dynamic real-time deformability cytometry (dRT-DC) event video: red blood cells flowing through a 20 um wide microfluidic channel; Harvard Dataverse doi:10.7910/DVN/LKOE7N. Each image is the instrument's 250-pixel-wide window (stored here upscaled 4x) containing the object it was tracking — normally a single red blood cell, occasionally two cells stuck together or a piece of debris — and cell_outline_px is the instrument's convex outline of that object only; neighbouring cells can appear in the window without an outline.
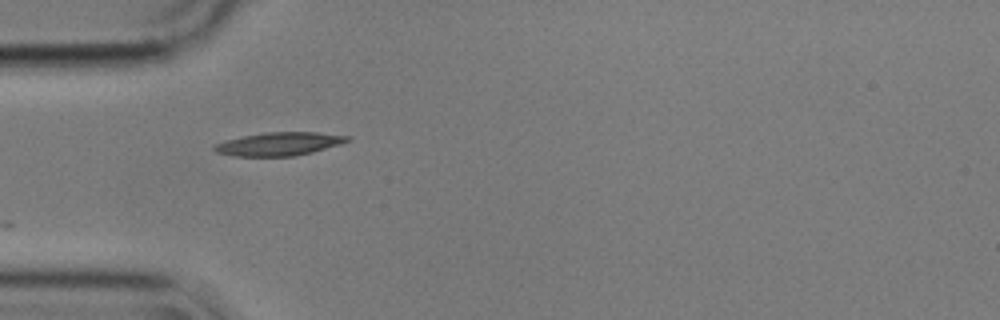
{"species": "common noctule bat (a hibernating species)", "species_latin": "Nyctalus noctula", "temperature_condition": "cold", "stored_images_in_passage": 6, "camera_frame_rate_fps": 3000, "um_per_image_px": 0.085, "animal": {"sex": "male", "body_mass_g": 17.9}, "frame": {"image": 1, "passage_image": 1, "time_ms": 0.0, "image_size_px": [1000, 320], "cell_outline_px": [[352, 140], [340, 144], [312, 152], [292, 156], [232, 156], [216, 152], [212, 148], [216, 144], [228, 140], [244, 136], [268, 132], [316, 132], [348, 136]], "centroid_in_image_um": [23.74, 12.23], "position_along_channel_um": 61.3, "area_um2": 17.8}}
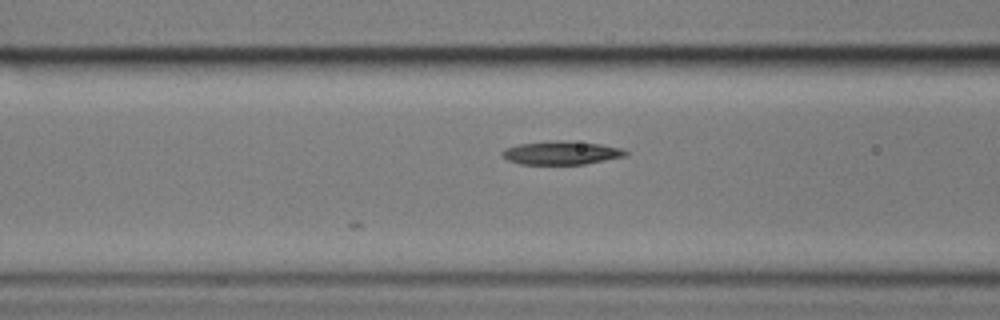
{"frame": {"image": 2, "passage_image": 6, "time_ms": 1.667, "image_size_px": [1000, 320], "cell_outline_px": [[628, 156], [584, 164], [520, 164], [508, 160], [500, 152], [504, 148], [520, 144], [560, 140], [600, 144], [624, 148], [628, 152]], "centroid_in_image_um": [47.76, 12.99], "position_along_channel_um": 118.8, "area_um2": 16.82}}